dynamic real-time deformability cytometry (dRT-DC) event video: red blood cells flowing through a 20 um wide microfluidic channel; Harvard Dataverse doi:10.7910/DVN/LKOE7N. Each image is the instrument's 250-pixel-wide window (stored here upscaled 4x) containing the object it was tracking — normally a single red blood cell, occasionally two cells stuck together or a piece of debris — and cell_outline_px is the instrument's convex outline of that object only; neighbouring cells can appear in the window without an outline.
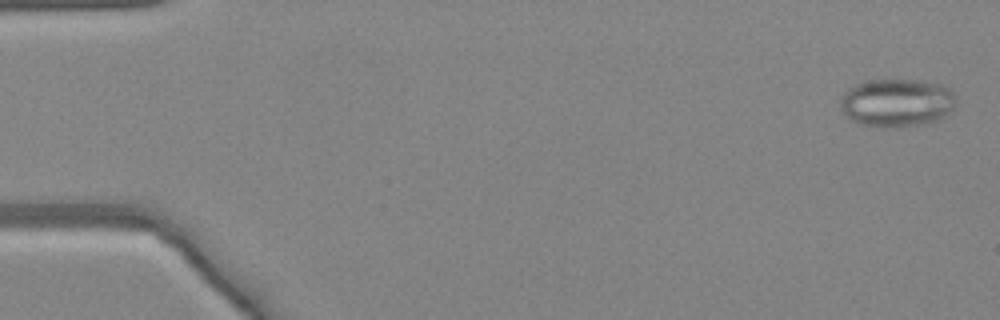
{"species": "common noctule bat (a hibernating species)", "species_latin": "Nyctalus noctula", "temperature_condition": "warm", "stored_images_in_passage": 46, "camera_frame_rate_fps": 3000, "um_per_image_px": 0.085, "animal": {"sex": "female", "body_mass_g": 24.6, "forearm_length_mm": 56.2}, "frame": {"image": 1, "passage_image": 2, "time_ms": 0.333, "image_size_px": [1000, 320], "cell_outline_px": [[956, 104], [940, 120], [928, 124], [896, 128], [872, 128], [860, 124], [844, 116], [840, 108], [840, 100], [844, 92], [848, 88], [856, 84], [872, 80], [920, 80], [944, 84], [952, 88], [956, 96]], "centroid_in_image_um": [76.25, 8.76], "position_along_channel_um": 8.8, "area_um2": 33.47}}
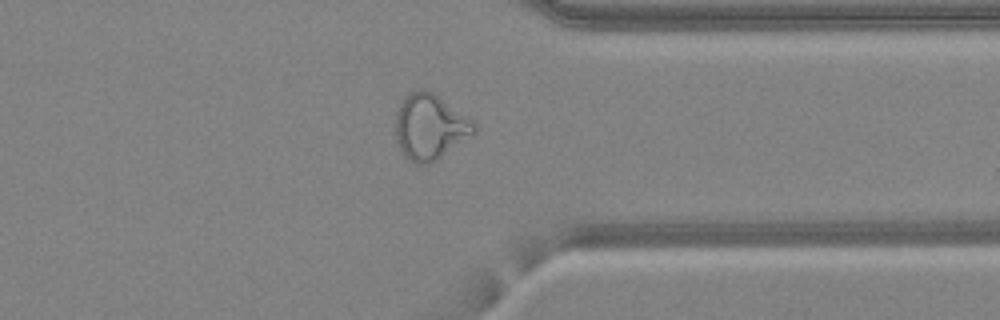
{"frame": {"image": 2, "passage_image": 38, "time_ms": 12.333, "image_size_px": [1000, 320], "cell_outline_px": [[476, 132], [436, 160], [428, 164], [416, 164], [408, 160], [400, 152], [396, 140], [396, 116], [400, 100], [404, 96], [420, 88], [424, 88], [440, 96], [472, 120], [476, 124]], "centroid_in_image_um": [36.52, 10.77], "position_along_channel_um": 374.9, "area_um2": 30.11}}
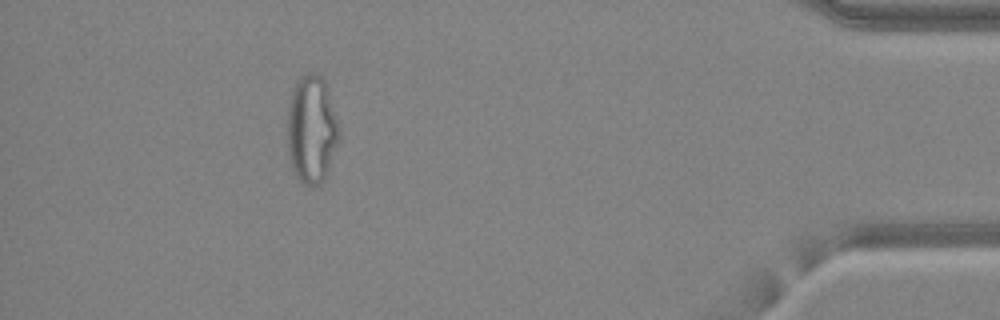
{"frame": {"image": 3, "passage_image": 44, "time_ms": 14.333, "image_size_px": [1000, 320], "cell_outline_px": [[340, 136], [324, 180], [316, 184], [304, 184], [296, 176], [292, 168], [288, 156], [288, 108], [292, 88], [296, 80], [300, 76], [308, 72], [316, 72], [324, 80], [340, 128]], "centroid_in_image_um": [26.47, 10.96], "position_along_channel_um": 408.7, "area_um2": 32.43}}